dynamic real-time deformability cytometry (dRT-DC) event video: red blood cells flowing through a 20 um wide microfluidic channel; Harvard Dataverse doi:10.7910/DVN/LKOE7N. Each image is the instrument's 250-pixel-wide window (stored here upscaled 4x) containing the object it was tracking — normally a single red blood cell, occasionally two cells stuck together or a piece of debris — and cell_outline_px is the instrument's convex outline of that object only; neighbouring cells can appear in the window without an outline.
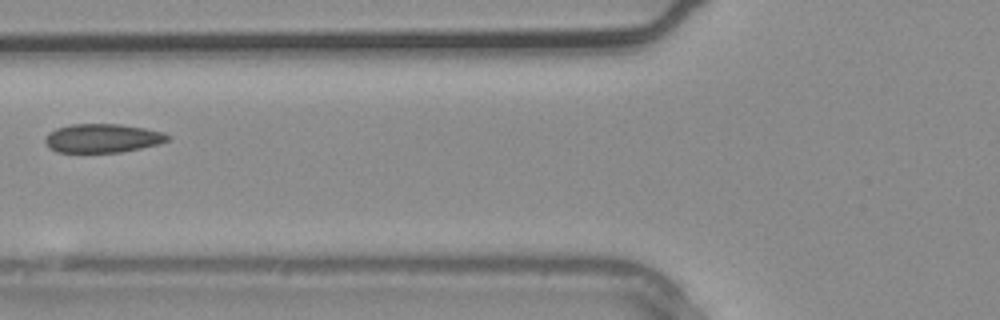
{"species": "common noctule bat (a hibernating species)", "species_latin": "Nyctalus noctula", "temperature_condition": "warm", "stored_images_in_passage": 2, "camera_frame_rate_fps": 3000, "um_per_image_px": 0.085, "animal": {"sex": "male", "body_mass_g": 20.4}, "frame": {"image": 1, "passage_image": 2, "time_ms": 0.333, "image_size_px": [1000, 320], "cell_outline_px": [[172, 136], [168, 140], [160, 144], [120, 152], [56, 152], [48, 148], [44, 140], [48, 132], [56, 128], [72, 124], [120, 124], [144, 128], [164, 132]], "centroid_in_image_um": [8.71, 11.74], "position_along_channel_um": 117.1, "area_um2": 20.69}}